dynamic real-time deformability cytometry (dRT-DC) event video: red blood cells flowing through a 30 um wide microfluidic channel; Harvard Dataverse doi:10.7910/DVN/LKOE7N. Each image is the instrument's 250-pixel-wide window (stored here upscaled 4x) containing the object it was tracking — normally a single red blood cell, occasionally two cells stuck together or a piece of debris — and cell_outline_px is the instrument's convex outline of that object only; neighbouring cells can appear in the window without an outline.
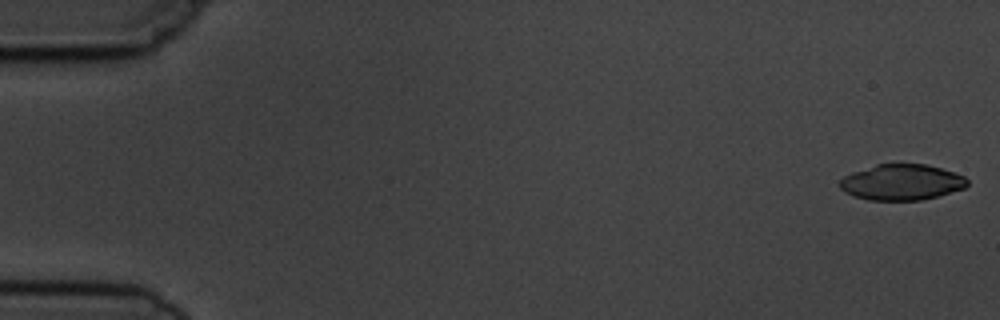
{"species": "common noctule bat (a hibernating species)", "species_latin": "Nyctalus noctula", "temperature_condition": "cold", "stored_images_in_passage": 7, "camera_frame_rate_fps": 3000, "um_per_image_px": 0.085, "animal": {"sex": "male", "body_mass_g": 19.5, "forearm_length_mm": 54.6}, "frame": {"image": 1, "passage_image": 1, "time_ms": 0.0, "image_size_px": [1000, 320], "cell_outline_px": [[968, 184], [964, 188], [936, 196], [920, 200], [868, 200], [852, 196], [844, 192], [840, 188], [840, 180], [844, 176], [852, 172], [876, 164], [924, 164], [940, 168], [964, 176], [968, 180]], "centroid_in_image_um": [76.6, 15.49], "position_along_channel_um": 8.4, "area_um2": 26.47}}